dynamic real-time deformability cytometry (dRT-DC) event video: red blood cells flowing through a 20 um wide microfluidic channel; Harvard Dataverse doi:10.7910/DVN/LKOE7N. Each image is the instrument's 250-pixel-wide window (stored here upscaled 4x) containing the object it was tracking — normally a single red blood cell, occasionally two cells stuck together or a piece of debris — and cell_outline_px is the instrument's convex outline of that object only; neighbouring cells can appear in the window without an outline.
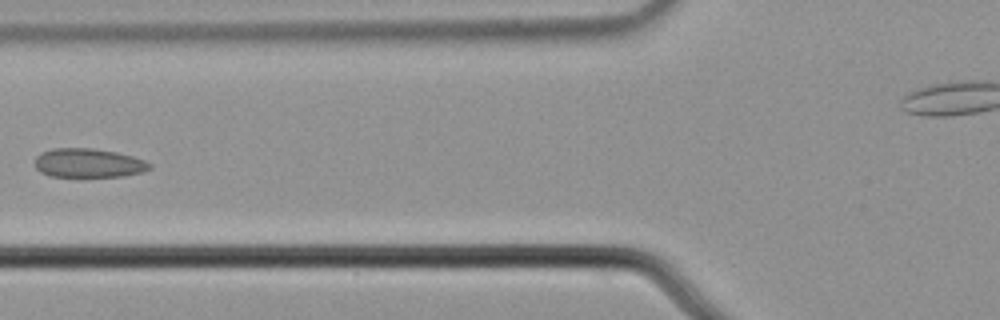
{"species": "common noctule bat (a hibernating species)", "species_latin": "Nyctalus noctula", "temperature_condition": "cold", "stored_images_in_passage": 3, "camera_frame_rate_fps": 3000, "um_per_image_px": 0.085, "animal": {"sex": "male", "body_mass_g": 21.5, "forearm_length_mm": 52.0}, "frame": {"image": 1, "passage_image": 3, "time_ms": 0.667, "image_size_px": [1000, 320], "cell_outline_px": [[152, 168], [144, 172], [124, 176], [52, 176], [40, 172], [36, 168], [36, 156], [40, 152], [52, 148], [92, 148], [116, 152], [132, 156], [144, 160], [152, 164]], "centroid_in_image_um": [7.54, 13.85], "position_along_channel_um": 118.3, "area_um2": 19.42}}